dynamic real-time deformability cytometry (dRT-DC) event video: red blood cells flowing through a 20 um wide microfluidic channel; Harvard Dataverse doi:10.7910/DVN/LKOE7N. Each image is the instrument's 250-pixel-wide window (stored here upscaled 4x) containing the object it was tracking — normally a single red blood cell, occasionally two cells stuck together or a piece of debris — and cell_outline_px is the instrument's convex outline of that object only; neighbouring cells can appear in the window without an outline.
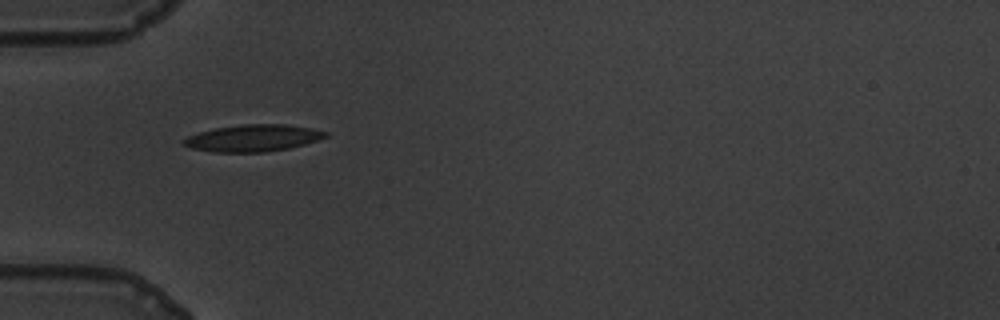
{"species": "common noctule bat (a hibernating species)", "species_latin": "Nyctalus noctula", "temperature_condition": "warm", "stored_images_in_passage": 41, "camera_frame_rate_fps": 3000, "um_per_image_px": 0.085, "animal": {"sex": "male", "body_mass_g": 19.5, "forearm_length_mm": 54.6}, "frame": {"image": 1, "passage_image": 1, "time_ms": 0.0, "image_size_px": [1000, 320], "cell_outline_px": [[328, 136], [304, 144], [288, 148], [264, 152], [212, 152], [192, 148], [184, 144], [180, 140], [188, 136], [200, 132], [216, 128], [240, 124], [288, 124], [312, 128], [328, 132]], "centroid_in_image_um": [21.5, 11.73], "position_along_channel_um": 63.5, "area_um2": 22.14}}
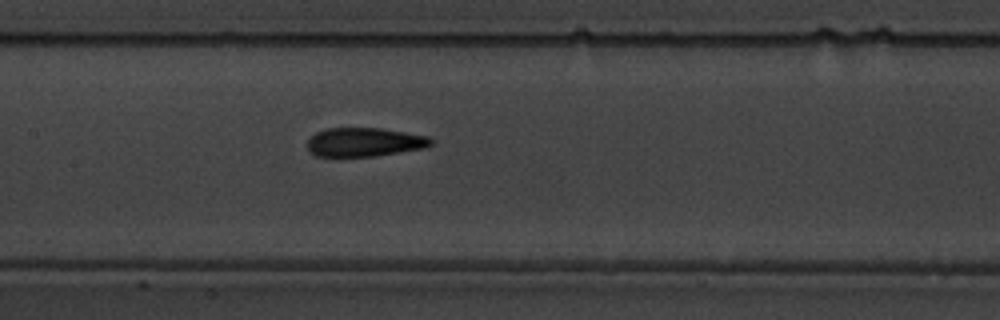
{"frame": {"image": 2, "passage_image": 11, "time_ms": 3.333, "image_size_px": [1000, 320], "cell_outline_px": [[432, 144], [424, 148], [376, 156], [316, 156], [308, 152], [308, 140], [316, 132], [324, 128], [380, 128], [428, 136], [432, 140]], "centroid_in_image_um": [30.95, 12.08], "position_along_channel_um": 176.5, "area_um2": 20.75}}
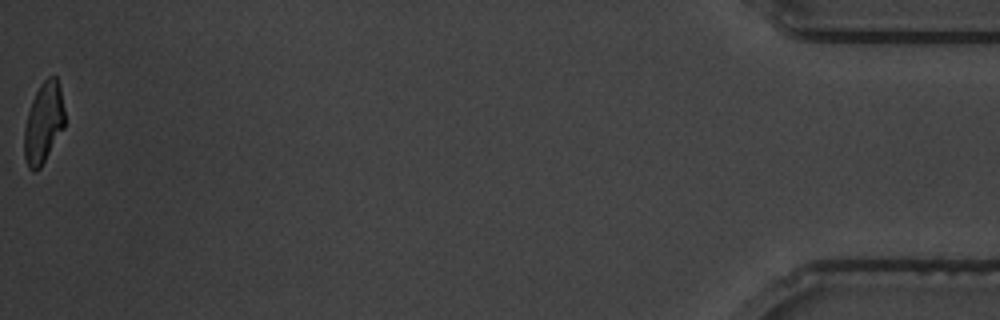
{"frame": {"image": 3, "passage_image": 41, "time_ms": 13.333, "image_size_px": [1000, 320], "cell_outline_px": [[64, 128], [40, 168], [32, 172], [28, 168], [24, 160], [24, 128], [28, 112], [32, 100], [40, 84], [48, 76], [56, 76], [60, 88], [64, 108]], "centroid_in_image_um": [3.69, 10.46], "position_along_channel_um": 431.5, "area_um2": 19.07}, "authors_computed_cell_mechanics": {"area_um2": 20.9236, "velocity_mm_per_s": 3.4592, "shape_relaxation_time_tau1_ms": 3.9759, "shape_relaxation_time_tau2_ms": 1.2226, "deformation_change_tau1": 0.1769, "deformation_change_tau2": 0.0896}}